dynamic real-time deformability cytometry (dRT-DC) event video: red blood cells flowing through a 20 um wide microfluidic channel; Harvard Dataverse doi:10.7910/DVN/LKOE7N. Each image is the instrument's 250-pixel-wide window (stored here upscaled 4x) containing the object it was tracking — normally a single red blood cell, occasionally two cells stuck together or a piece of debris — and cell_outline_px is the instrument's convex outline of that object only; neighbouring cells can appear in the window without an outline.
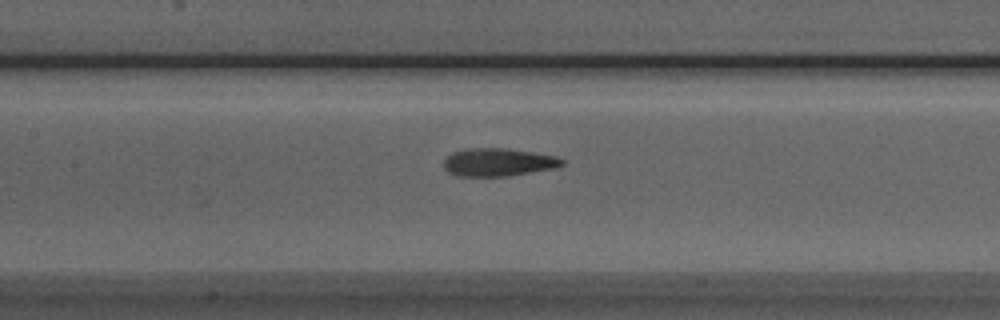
{"species": "Egyptian fruit bat (a non-hibernating species)", "species_latin": "Rousettus aegyptiacus", "temperature_condition": "room temperature", "stored_images_in_passage": 32, "camera_frame_rate_fps": 3000, "um_per_image_px": 0.085, "animal": {"sex": "male"}, "frame": {"image": 1, "passage_image": 14, "time_ms": 4.333, "image_size_px": [1000, 320], "cell_outline_px": [[564, 164], [556, 168], [508, 176], [456, 176], [448, 172], [444, 168], [444, 160], [452, 152], [464, 148], [504, 148], [532, 152], [556, 156], [564, 160]], "centroid_in_image_um": [42.34, 13.79], "position_along_channel_um": 165.1, "area_um2": 19.36}}
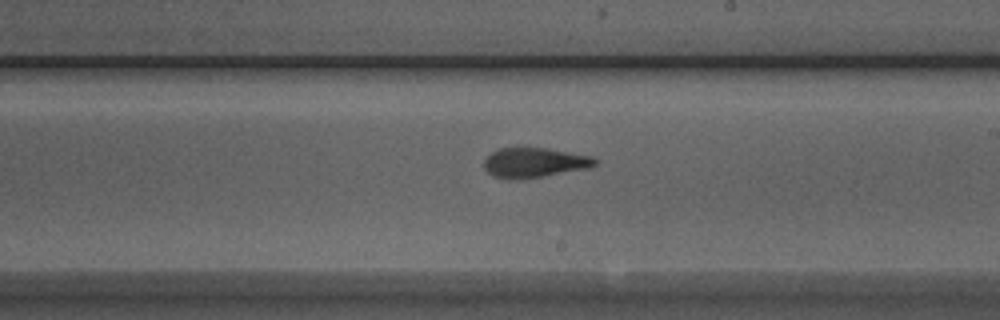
{"frame": {"image": 2, "passage_image": 20, "time_ms": 6.333, "image_size_px": [1000, 320], "cell_outline_px": [[600, 160], [596, 164], [588, 168], [520, 180], [508, 180], [492, 176], [484, 168], [484, 160], [492, 152], [500, 148], [548, 148], [592, 156]], "centroid_in_image_um": [45.42, 13.83], "position_along_channel_um": 243.6, "area_um2": 19.42}}
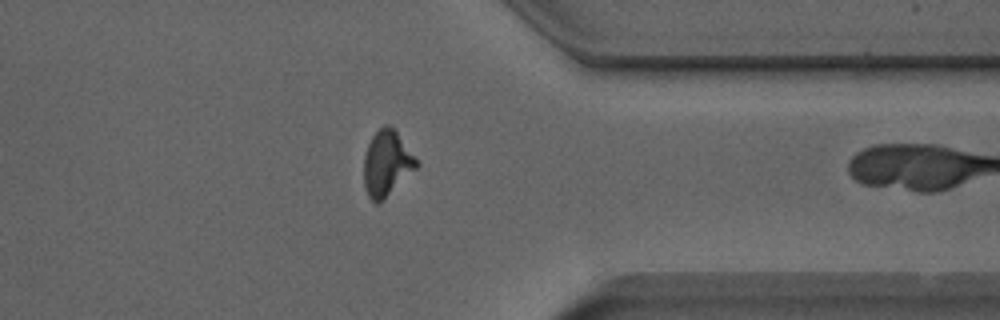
{"frame": {"image": 3, "passage_image": 31, "time_ms": 10.0, "image_size_px": [1000, 320], "cell_outline_px": [[420, 164], [416, 168], [376, 204], [368, 196], [364, 188], [364, 156], [368, 144], [372, 136], [384, 124], [388, 124], [396, 132]], "centroid_in_image_um": [32.84, 13.86], "position_along_channel_um": 378.6, "area_um2": 19.36}}